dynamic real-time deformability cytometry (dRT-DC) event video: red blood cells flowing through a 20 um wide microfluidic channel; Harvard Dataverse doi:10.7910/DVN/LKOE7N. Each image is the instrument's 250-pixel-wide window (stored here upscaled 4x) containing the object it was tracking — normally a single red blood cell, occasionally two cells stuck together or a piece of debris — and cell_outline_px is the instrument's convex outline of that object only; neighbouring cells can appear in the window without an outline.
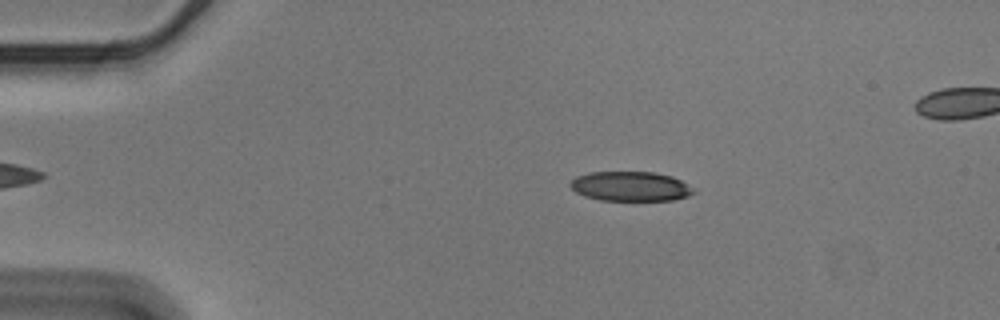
{"species": "Egyptian fruit bat (a non-hibernating species)", "species_latin": "Rousettus aegyptiacus", "temperature_condition": "cold", "stored_images_in_passage": 50, "camera_frame_rate_fps": 3000, "um_per_image_px": 0.085, "animal": {"sex": "male"}, "frame": {"image": 1, "passage_image": 5, "time_ms": 1.333, "image_size_px": [1000, 320], "cell_outline_px": [[696, 192], [688, 196], [672, 200], [600, 200], [584, 196], [576, 192], [568, 184], [576, 176], [592, 172], [652, 172], [672, 176], [688, 184]], "centroid_in_image_um": [53.58, 15.84], "position_along_channel_um": 31.4, "area_um2": 21.21}}
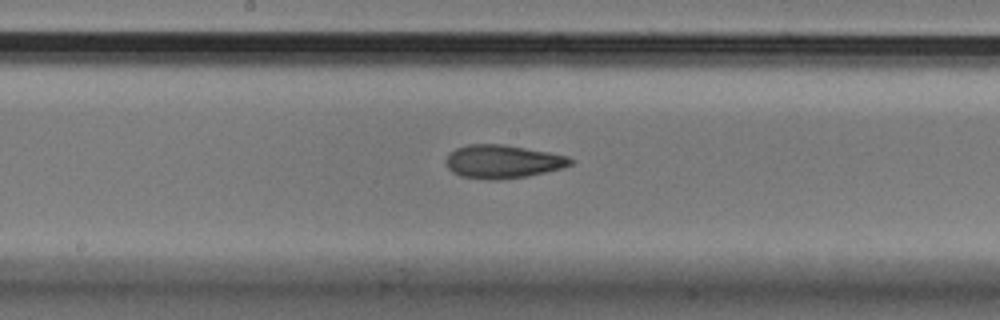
{"frame": {"image": 2, "passage_image": 24, "time_ms": 7.667, "image_size_px": [1000, 320], "cell_outline_px": [[576, 160], [572, 164], [560, 168], [528, 176], [496, 180], [492, 180], [460, 176], [452, 172], [448, 168], [448, 156], [456, 148], [468, 144], [504, 144], [548, 152], [568, 156]], "centroid_in_image_um": [42.76, 13.73], "position_along_channel_um": 205.4, "area_um2": 23.99}}
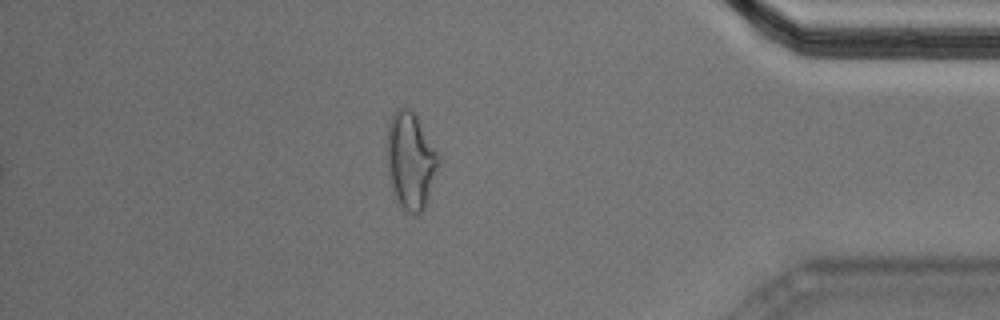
{"frame": {"image": 3, "passage_image": 43, "time_ms": 14.0, "image_size_px": [1000, 320], "cell_outline_px": [[440, 160], [424, 208], [416, 216], [408, 212], [396, 200], [392, 188], [388, 172], [384, 148], [388, 124], [396, 108], [408, 108], [416, 116], [440, 152]], "centroid_in_image_um": [34.87, 13.62], "position_along_channel_um": 400.3, "area_um2": 29.48}}